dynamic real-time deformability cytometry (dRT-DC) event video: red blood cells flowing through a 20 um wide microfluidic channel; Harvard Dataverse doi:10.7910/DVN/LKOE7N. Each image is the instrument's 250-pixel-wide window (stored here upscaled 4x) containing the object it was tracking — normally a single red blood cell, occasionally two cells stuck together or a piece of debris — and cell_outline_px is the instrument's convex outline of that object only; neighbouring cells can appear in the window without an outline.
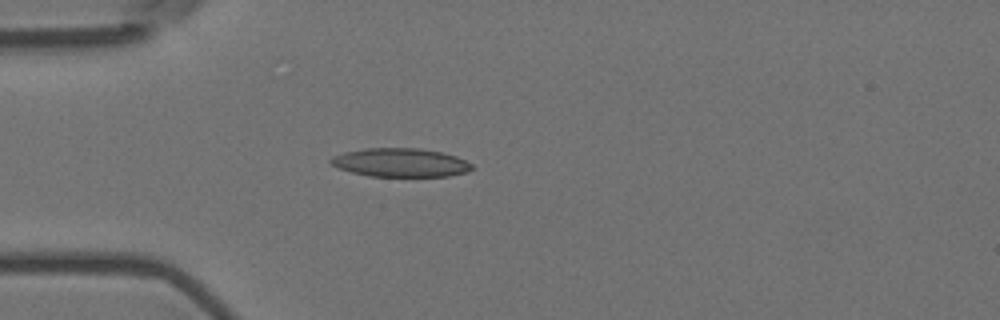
{"species": "Egyptian fruit bat (a non-hibernating species)", "species_latin": "Rousettus aegyptiacus", "temperature_condition": "room temperature", "stored_images_in_passage": 1, "camera_frame_rate_fps": 3000, "um_per_image_px": 0.085, "animal": {"sex": "female"}, "frame": {"image": 1, "passage_image": 1, "time_ms": 0.0, "image_size_px": [1000, 320], "cell_outline_px": [[472, 168], [468, 172], [448, 176], [368, 176], [352, 172], [340, 168], [332, 164], [328, 160], [332, 156], [344, 152], [368, 148], [420, 148], [440, 152], [456, 156], [472, 164]], "centroid_in_image_um": [34.04, 13.82], "position_along_channel_um": 51.0, "area_um2": 23.41}}